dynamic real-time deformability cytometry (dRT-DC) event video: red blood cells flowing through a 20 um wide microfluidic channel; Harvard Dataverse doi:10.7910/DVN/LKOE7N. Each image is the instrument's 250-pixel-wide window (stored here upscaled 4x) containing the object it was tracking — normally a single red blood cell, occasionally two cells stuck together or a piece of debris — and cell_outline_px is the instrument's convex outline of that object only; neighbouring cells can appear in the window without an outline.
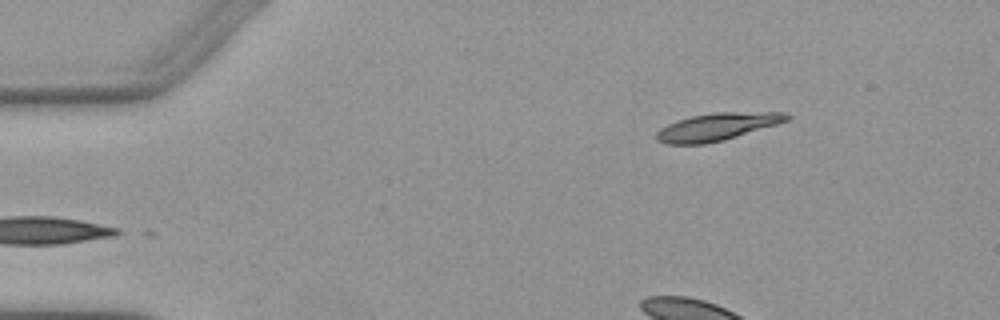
{"species": "Egyptian fruit bat (a non-hibernating species)", "species_latin": "Rousettus aegyptiacus", "temperature_condition": "warm", "stored_images_in_passage": 2, "camera_frame_rate_fps": 3000, "um_per_image_px": 0.085, "animal": {"sex": "female"}, "frame": {"image": 1, "passage_image": 2, "time_ms": 1.0, "image_size_px": [1000, 320], "cell_outline_px": [[792, 116], [788, 120], [776, 124], [724, 140], [704, 144], [664, 144], [656, 140], [656, 132], [660, 128], [676, 120], [692, 116], [716, 112], [788, 112]], "centroid_in_image_um": [60.94, 10.77], "position_along_channel_um": 24.1, "area_um2": 20.87}}